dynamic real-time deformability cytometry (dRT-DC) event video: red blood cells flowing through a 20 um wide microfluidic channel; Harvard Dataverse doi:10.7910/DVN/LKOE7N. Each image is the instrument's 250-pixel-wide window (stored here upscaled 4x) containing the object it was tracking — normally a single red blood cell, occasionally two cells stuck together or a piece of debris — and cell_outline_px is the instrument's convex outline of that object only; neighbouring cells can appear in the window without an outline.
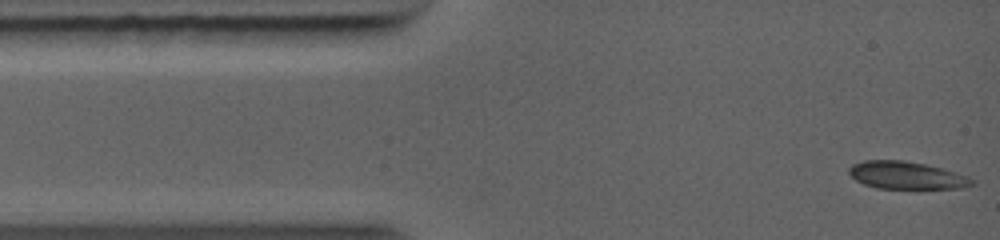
{"species": "common noctule bat (a hibernating species)", "species_latin": "Nyctalus noctula", "temperature_condition": "warm", "stored_images_in_passage": 33, "camera_frame_rate_fps": 5000, "um_per_image_px": 0.085, "animal": {"sex": "female", "body_mass_g": 19.0, "forearm_length_mm": 56.7}, "frame": {"image": 1, "passage_image": 1, "time_ms": 0.0, "image_size_px": [1000, 240], "cell_outline_px": [[976, 184], [964, 188], [876, 188], [864, 184], [856, 180], [848, 172], [848, 168], [852, 164], [864, 160], [904, 160], [924, 164], [940, 168], [968, 176]], "centroid_in_image_um": [77.03, 14.9], "position_along_channel_um": 8.0, "area_um2": 19.59}}
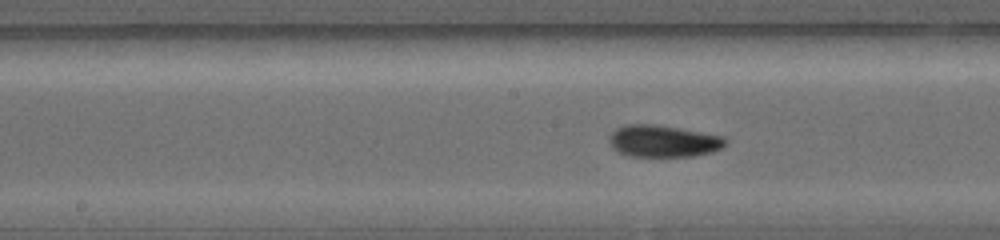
{"frame": {"image": 2, "passage_image": 19, "time_ms": 5.2, "image_size_px": [1000, 240], "cell_outline_px": [[728, 144], [712, 152], [696, 156], [628, 156], [612, 148], [608, 140], [608, 136], [616, 128], [624, 124], [656, 124], [680, 128], [724, 136], [728, 140]], "centroid_in_image_um": [56.38, 11.98], "position_along_channel_um": 191.8, "area_um2": 21.91}}
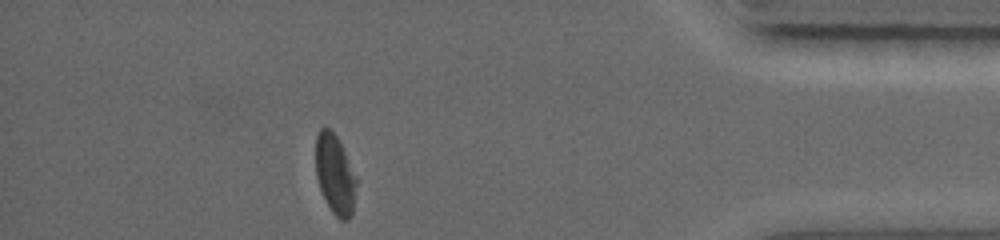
{"frame": {"image": 3, "passage_image": 33, "time_ms": 10.6, "image_size_px": [1000, 240], "cell_outline_px": [[356, 184], [352, 212], [348, 220], [340, 220], [332, 212], [320, 188], [316, 176], [316, 136], [320, 128], [328, 128], [336, 136], [344, 152], [356, 180]], "centroid_in_image_um": [28.45, 14.83], "position_along_channel_um": 406.8, "area_um2": 18.21}}